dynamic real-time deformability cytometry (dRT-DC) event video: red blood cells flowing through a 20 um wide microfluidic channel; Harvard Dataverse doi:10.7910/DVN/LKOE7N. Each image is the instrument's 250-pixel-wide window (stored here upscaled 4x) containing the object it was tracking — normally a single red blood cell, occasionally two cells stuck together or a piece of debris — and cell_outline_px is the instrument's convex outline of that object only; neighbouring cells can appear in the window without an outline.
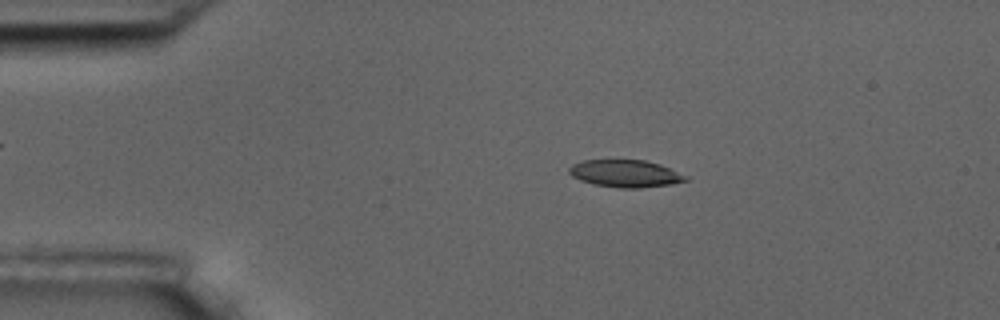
{"species": "common noctule bat (a hibernating species)", "species_latin": "Nyctalus noctula", "temperature_condition": "room temperature", "stored_images_in_passage": 4, "camera_frame_rate_fps": 3000, "um_per_image_px": 0.085, "animal": {"sex": "male", "body_mass_g": 17.5, "forearm_length_mm": 52.3}, "frame": {"image": 1, "passage_image": 3, "time_ms": 2.333, "image_size_px": [1000, 320], "cell_outline_px": [[692, 176], [688, 180], [672, 184], [636, 188], [620, 188], [592, 184], [580, 180], [572, 176], [568, 172], [568, 168], [572, 164], [584, 160], [644, 160], [660, 164]], "centroid_in_image_um": [53.2, 14.75], "position_along_channel_um": 31.8, "area_um2": 18.79}}